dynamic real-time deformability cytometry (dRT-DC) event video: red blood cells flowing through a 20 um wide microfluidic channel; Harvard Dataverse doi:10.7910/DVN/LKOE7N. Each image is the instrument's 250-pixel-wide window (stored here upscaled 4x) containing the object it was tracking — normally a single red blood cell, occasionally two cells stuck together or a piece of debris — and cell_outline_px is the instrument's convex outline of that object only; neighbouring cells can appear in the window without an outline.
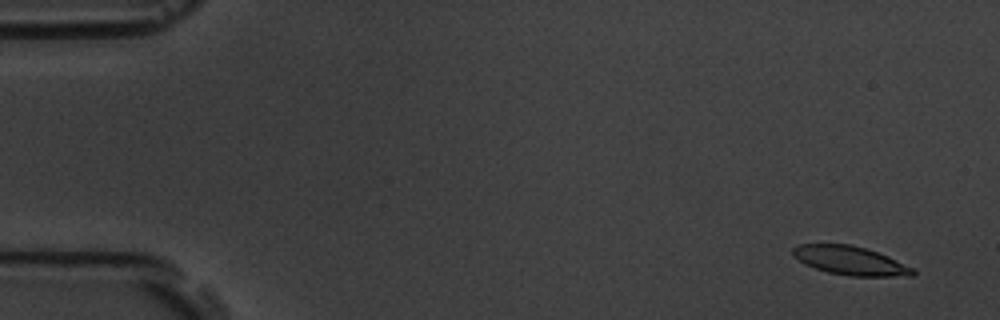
{"species": "common noctule bat (a hibernating species)", "species_latin": "Nyctalus noctula", "temperature_condition": "room temperature", "stored_images_in_passage": 5, "camera_frame_rate_fps": 3000, "um_per_image_px": 0.085, "animal": {"sex": "male", "body_mass_g": 19.5, "forearm_length_mm": 54.6}, "frame": {"image": 1, "passage_image": 1, "time_ms": 0.0, "image_size_px": [1000, 320], "cell_outline_px": [[916, 276], [848, 276], [828, 272], [804, 264], [792, 256], [792, 248], [800, 244], [852, 244], [888, 256], [916, 268]], "centroid_in_image_um": [72.3, 22.16], "position_along_channel_um": 12.7, "area_um2": 20.29}}
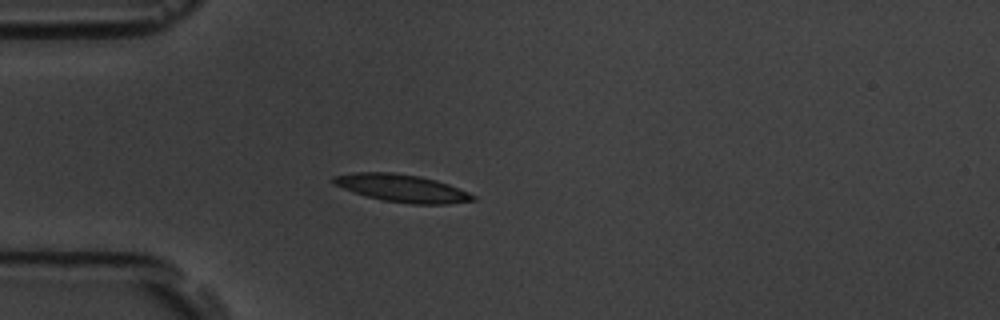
{"frame": {"image": 2, "passage_image": 5, "time_ms": 4.333, "image_size_px": [1000, 320], "cell_outline_px": [[476, 200], [448, 204], [408, 204], [384, 200], [368, 196], [332, 184], [332, 176], [356, 172], [392, 172], [420, 176], [436, 180], [448, 184], [468, 192], [476, 196]], "centroid_in_image_um": [34.19, 15.99], "position_along_channel_um": 50.8, "area_um2": 22.31}}